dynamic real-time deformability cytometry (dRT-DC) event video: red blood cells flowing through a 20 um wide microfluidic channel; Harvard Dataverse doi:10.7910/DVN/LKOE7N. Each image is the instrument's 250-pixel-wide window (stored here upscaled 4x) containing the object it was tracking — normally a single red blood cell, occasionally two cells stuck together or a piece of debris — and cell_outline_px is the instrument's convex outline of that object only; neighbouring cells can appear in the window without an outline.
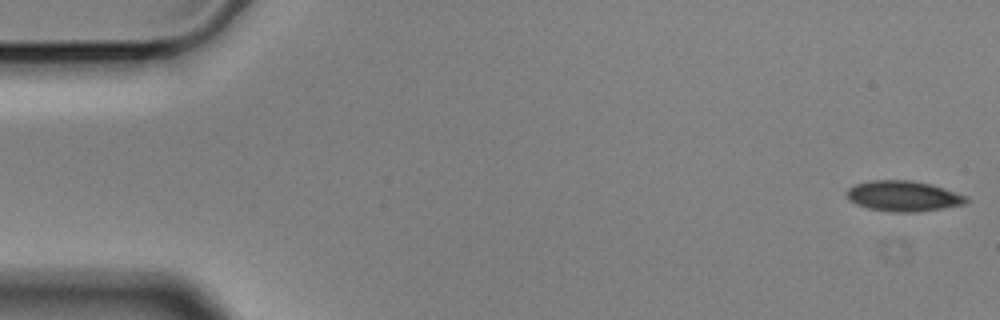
{"species": "Egyptian fruit bat (a non-hibernating species)", "species_latin": "Rousettus aegyptiacus", "temperature_condition": "cold", "stored_images_in_passage": 56, "camera_frame_rate_fps": 3000, "um_per_image_px": 0.085, "animal": {"sex": "male"}, "frame": {"image": 1, "passage_image": 1, "time_ms": 0.0, "image_size_px": [1000, 320], "cell_outline_px": [[972, 200], [964, 204], [916, 212], [892, 212], [868, 208], [856, 204], [848, 200], [844, 192], [848, 188], [856, 184], [868, 180], [912, 180], [932, 184], [968, 196]], "centroid_in_image_um": [76.77, 16.65], "position_along_channel_um": 8.2, "area_um2": 21.5}}
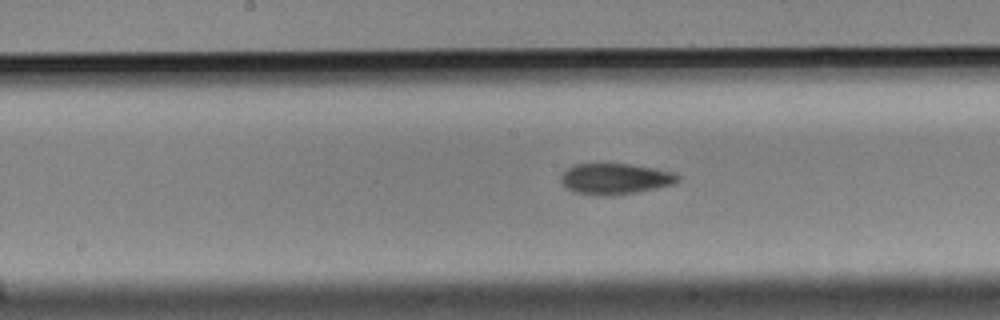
{"frame": {"image": 2, "passage_image": 28, "time_ms": 9.0, "image_size_px": [1000, 320], "cell_outline_px": [[680, 180], [676, 184], [660, 188], [612, 196], [600, 196], [572, 192], [564, 188], [560, 180], [560, 176], [568, 168], [576, 164], [628, 164], [676, 172], [680, 176]], "centroid_in_image_um": [52.31, 15.22], "position_along_channel_um": 195.9, "area_um2": 21.44}}
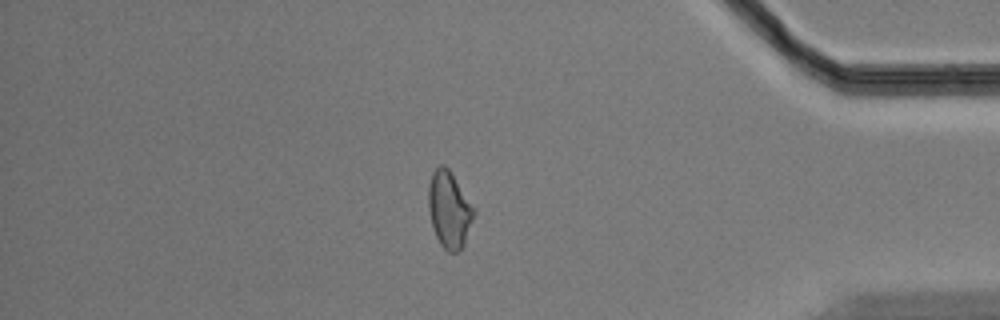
{"frame": {"image": 3, "passage_image": 48, "time_ms": 15.667, "image_size_px": [1000, 320], "cell_outline_px": [[476, 212], [464, 244], [460, 252], [448, 252], [440, 244], [432, 228], [428, 208], [428, 184], [432, 172], [440, 164], [444, 164], [448, 168], [476, 208]], "centroid_in_image_um": [38.19, 17.81], "position_along_channel_um": 397.0, "area_um2": 20.63}, "authors_computed_cell_mechanics": {"area_um2": 20.9525, "velocity_mm_per_s": 3.5167, "shape_relaxation_time_tau1_ms": 6.4433, "shape_relaxation_time_tau2_ms": null, "deformation_change_tau1": 0.1207, "deformation_change_tau2": null}}